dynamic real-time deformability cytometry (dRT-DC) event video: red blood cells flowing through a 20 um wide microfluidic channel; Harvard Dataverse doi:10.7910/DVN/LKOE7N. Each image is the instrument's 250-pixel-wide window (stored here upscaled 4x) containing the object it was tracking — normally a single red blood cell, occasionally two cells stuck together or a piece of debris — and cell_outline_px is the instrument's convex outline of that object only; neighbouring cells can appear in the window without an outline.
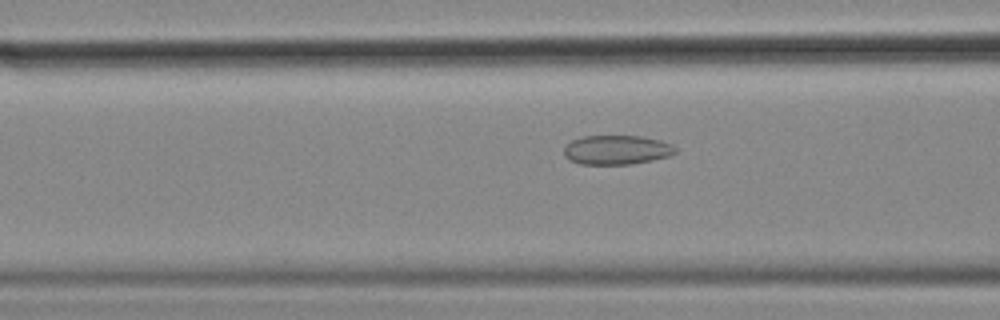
{"species": "common noctule bat (a hibernating species)", "species_latin": "Nyctalus noctula", "temperature_condition": "cold", "stored_images_in_passage": 36, "camera_frame_rate_fps": 3000, "um_per_image_px": 0.085, "animal": {"sex": "female", "body_mass_g": 18.4}, "frame": {"image": 1, "passage_image": 12, "time_ms": 3.667, "image_size_px": [1000, 320], "cell_outline_px": [[676, 152], [668, 156], [652, 160], [632, 164], [580, 164], [568, 160], [564, 156], [564, 148], [572, 140], [584, 136], [640, 136], [660, 140], [672, 144], [676, 148]], "centroid_in_image_um": [52.41, 12.74], "position_along_channel_um": 114.2, "area_um2": 19.02}}
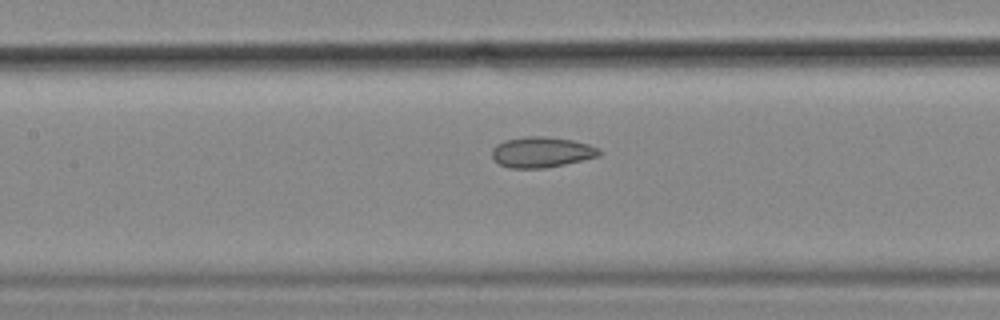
{"frame": {"image": 2, "passage_image": 16, "time_ms": 5.0, "image_size_px": [1000, 320], "cell_outline_px": [[600, 156], [564, 164], [544, 168], [508, 168], [500, 164], [492, 156], [492, 148], [496, 144], [504, 140], [524, 136], [540, 136], [572, 140], [588, 144], [600, 148]], "centroid_in_image_um": [46.02, 12.93], "position_along_channel_um": 161.4, "area_um2": 19.07}}
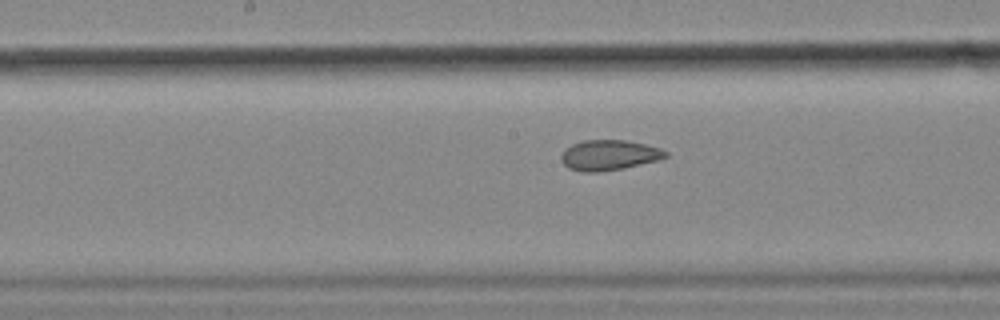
{"frame": {"image": 3, "passage_image": 19, "time_ms": 6.0, "image_size_px": [1000, 320], "cell_outline_px": [[668, 156], [656, 160], [624, 168], [596, 172], [584, 172], [568, 168], [560, 160], [560, 156], [564, 148], [572, 144], [584, 140], [628, 140], [660, 148], [668, 152]], "centroid_in_image_um": [51.73, 13.18], "position_along_channel_um": 196.5, "area_um2": 18.44}}